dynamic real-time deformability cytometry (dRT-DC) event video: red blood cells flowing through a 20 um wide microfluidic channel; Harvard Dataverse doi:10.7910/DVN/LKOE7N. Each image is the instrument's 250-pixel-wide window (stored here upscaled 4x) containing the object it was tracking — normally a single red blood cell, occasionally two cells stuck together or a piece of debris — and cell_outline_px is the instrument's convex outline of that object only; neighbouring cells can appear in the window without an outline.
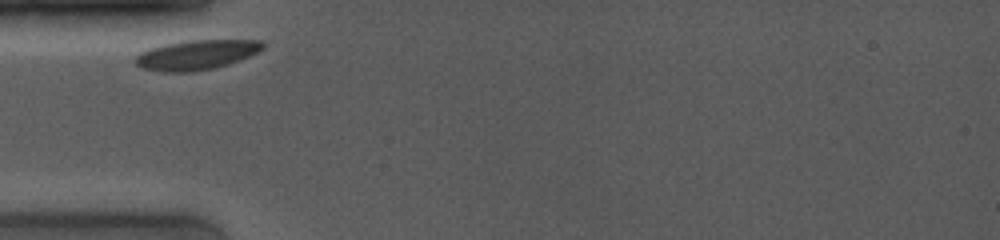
{"species": "common noctule bat (a hibernating species)", "species_latin": "Nyctalus noctula", "temperature_condition": "room temperature", "stored_images_in_passage": 42, "camera_frame_rate_fps": 4000, "um_per_image_px": 0.085, "animal": {"sex": "female", "body_mass_g": 19.0, "forearm_length_mm": 53.3}, "frame": {"image": 1, "passage_image": 1, "time_ms": 0.0, "image_size_px": [1000, 240], "cell_outline_px": [[264, 48], [240, 60], [228, 64], [212, 68], [192, 72], [160, 72], [144, 68], [136, 64], [136, 56], [140, 52], [164, 44], [188, 40], [260, 40], [264, 44]], "centroid_in_image_um": [16.69, 4.66], "position_along_channel_um": 68.3, "area_um2": 21.85}}
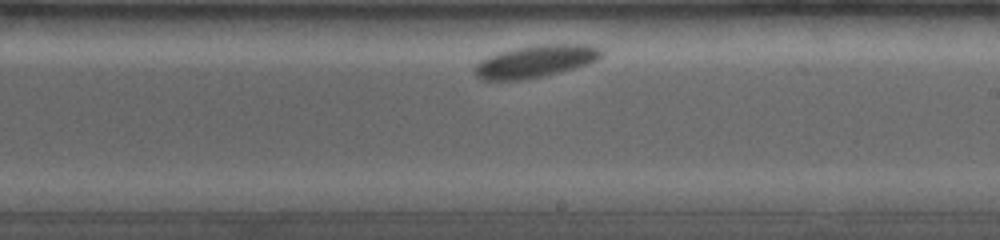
{"frame": {"image": 2, "passage_image": 31, "time_ms": 5.0, "image_size_px": [1000, 240], "cell_outline_px": [[604, 52], [596, 60], [588, 64], [524, 80], [484, 80], [476, 76], [472, 72], [476, 64], [480, 60], [488, 56], [500, 52], [516, 48], [536, 44], [588, 44], [604, 48]], "centroid_in_image_um": [45.51, 5.19], "position_along_channel_um": 243.5, "area_um2": 23.81}}
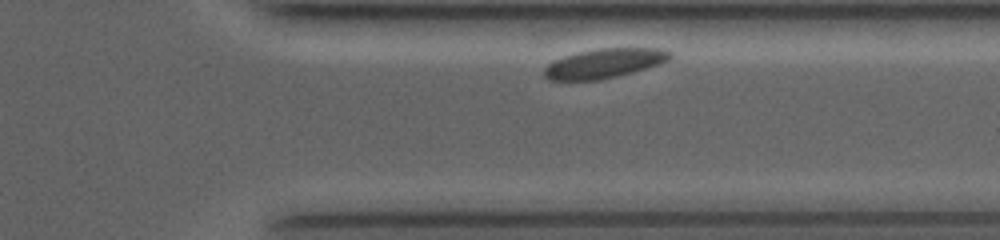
{"frame": {"image": 3, "passage_image": 40, "time_ms": 8.25, "image_size_px": [1000, 240], "cell_outline_px": [[672, 56], [668, 60], [660, 64], [632, 72], [600, 80], [548, 80], [544, 76], [544, 68], [548, 64], [564, 56], [580, 52], [600, 48], [660, 48], [672, 52]], "centroid_in_image_um": [51.38, 5.38], "position_along_channel_um": 360.0, "area_um2": 21.44}}